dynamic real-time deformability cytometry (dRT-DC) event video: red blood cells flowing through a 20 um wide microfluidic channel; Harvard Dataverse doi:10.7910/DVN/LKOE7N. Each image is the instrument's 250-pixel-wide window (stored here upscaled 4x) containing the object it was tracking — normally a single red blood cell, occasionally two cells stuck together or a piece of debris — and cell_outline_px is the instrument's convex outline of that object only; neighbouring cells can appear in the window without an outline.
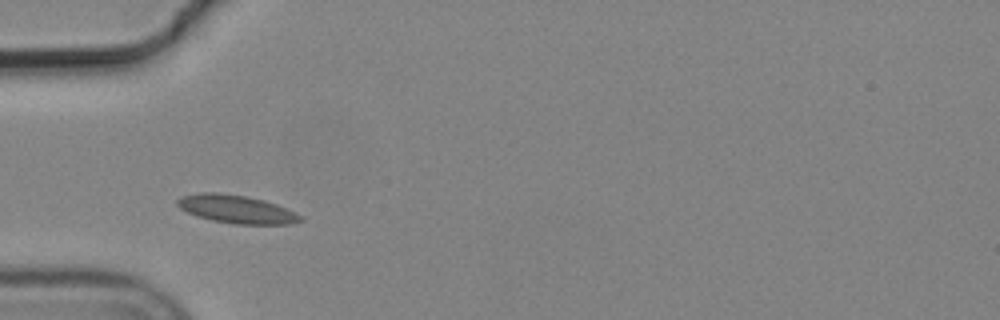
{"species": "common noctule bat (a hibernating species)", "species_latin": "Nyctalus noctula", "temperature_condition": "cold", "stored_images_in_passage": 32, "camera_frame_rate_fps": 3000, "um_per_image_px": 0.085, "animal": {"sex": "male", "body_mass_g": 19.2, "forearm_length_mm": 51.8}, "frame": {"image": 1, "passage_image": 1, "time_ms": 0.0, "image_size_px": [1000, 320], "cell_outline_px": [[304, 220], [292, 224], [236, 224], [212, 220], [196, 216], [180, 208], [176, 204], [176, 200], [184, 196], [200, 192], [220, 192], [248, 196], [264, 200], [276, 204], [304, 216]], "centroid_in_image_um": [20.13, 17.78], "position_along_channel_um": 64.9, "area_um2": 20.29}}
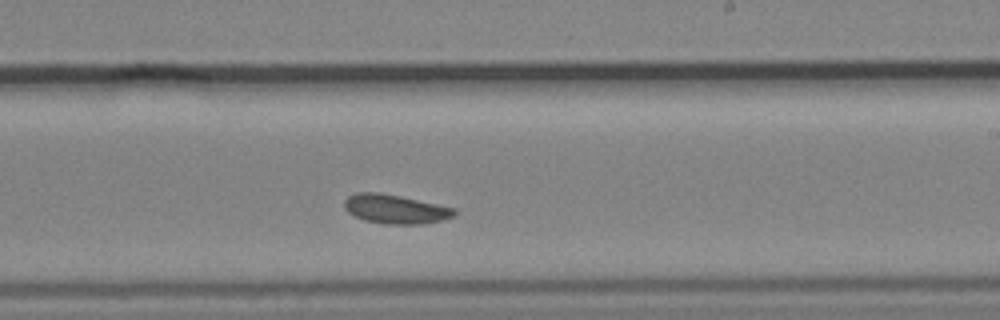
{"frame": {"image": 2, "passage_image": 17, "time_ms": 5.333, "image_size_px": [1000, 320], "cell_outline_px": [[456, 212], [452, 216], [440, 220], [420, 224], [384, 224], [364, 220], [352, 216], [344, 208], [344, 200], [348, 196], [356, 192], [376, 192], [400, 196], [456, 208]], "centroid_in_image_um": [33.54, 17.77], "position_along_channel_um": 255.5, "area_um2": 18.61}}
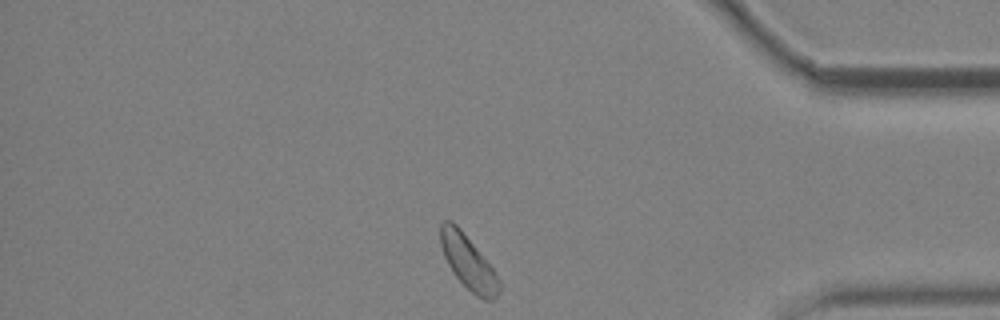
{"frame": {"image": 3, "passage_image": 31, "time_ms": 10.0, "image_size_px": [1000, 320], "cell_outline_px": [[500, 292], [492, 300], [484, 300], [476, 296], [456, 276], [448, 264], [444, 256], [440, 244], [440, 224], [444, 220], [452, 220], [460, 228], [492, 268], [500, 280]], "centroid_in_image_um": [39.79, 22.28], "position_along_channel_um": 395.4, "area_um2": 18.09}, "authors_computed_cell_mechanics": {"area_um2": 18.2359, "velocity_mm_per_s": 3.6064, "shape_relaxation_time_tau1_ms": null, "shape_relaxation_time_tau2_ms": 8.8984, "deformation_change_tau1": null, "deformation_change_tau2": 0.1017}}